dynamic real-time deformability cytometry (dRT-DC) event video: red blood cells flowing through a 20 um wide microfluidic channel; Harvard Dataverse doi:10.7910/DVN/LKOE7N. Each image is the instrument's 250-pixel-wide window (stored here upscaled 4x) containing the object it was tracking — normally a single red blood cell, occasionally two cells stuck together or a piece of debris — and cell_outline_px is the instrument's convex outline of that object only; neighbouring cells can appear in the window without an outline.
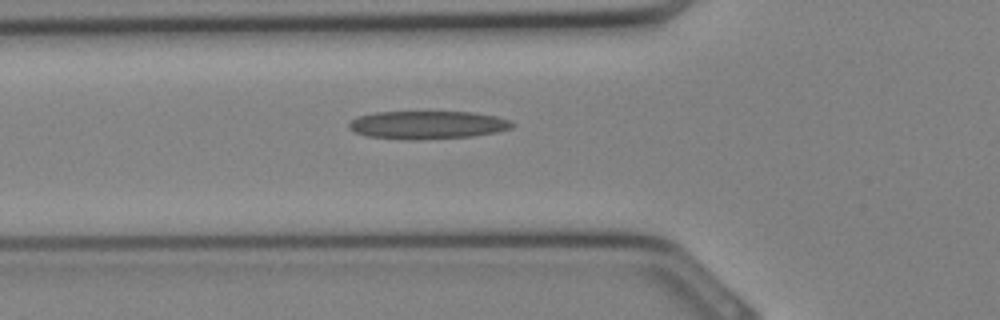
{"species": "Egyptian fruit bat (a non-hibernating species)", "species_latin": "Rousettus aegyptiacus", "temperature_condition": "cold", "stored_images_in_passage": 24, "camera_frame_rate_fps": 3000, "um_per_image_px": 0.085, "animal": {"sex": "female"}, "frame": {"image": 1, "passage_image": 4, "time_ms": 1.0, "image_size_px": [1000, 320], "cell_outline_px": [[516, 124], [512, 128], [496, 132], [472, 136], [416, 140], [404, 140], [368, 136], [356, 132], [348, 128], [348, 124], [352, 120], [360, 116], [372, 112], [472, 112], [496, 116], [508, 120]], "centroid_in_image_um": [36.34, 10.62], "position_along_channel_um": 89.5, "area_um2": 26.7}}
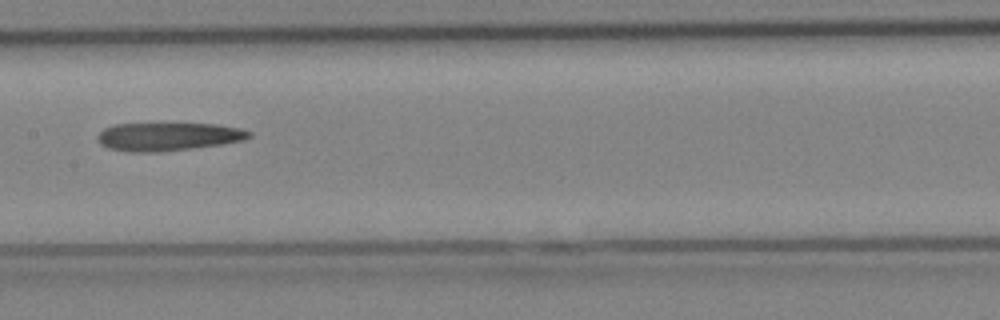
{"frame": {"image": 2, "passage_image": 9, "time_ms": 2.667, "image_size_px": [1000, 320], "cell_outline_px": [[252, 136], [244, 140], [220, 144], [192, 148], [160, 152], [132, 152], [108, 148], [100, 144], [96, 140], [96, 136], [104, 128], [116, 124], [216, 124], [244, 128], [252, 132]], "centroid_in_image_um": [14.3, 11.61], "position_along_channel_um": 193.1, "area_um2": 24.97}}
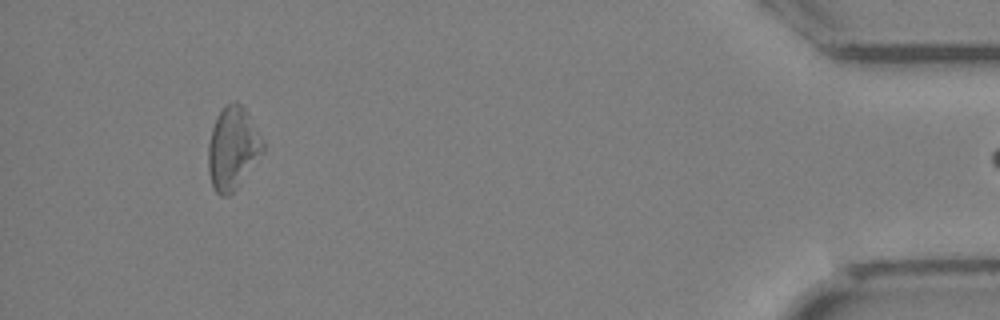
{"frame": {"image": 3, "passage_image": 23, "time_ms": 7.333, "image_size_px": [1000, 320], "cell_outline_px": [[264, 152], [236, 188], [228, 196], [220, 196], [212, 188], [208, 172], [208, 144], [212, 128], [216, 116], [228, 104], [236, 100], [244, 108], [264, 140]], "centroid_in_image_um": [19.77, 12.62], "position_along_channel_um": 415.4, "area_um2": 26.3}}